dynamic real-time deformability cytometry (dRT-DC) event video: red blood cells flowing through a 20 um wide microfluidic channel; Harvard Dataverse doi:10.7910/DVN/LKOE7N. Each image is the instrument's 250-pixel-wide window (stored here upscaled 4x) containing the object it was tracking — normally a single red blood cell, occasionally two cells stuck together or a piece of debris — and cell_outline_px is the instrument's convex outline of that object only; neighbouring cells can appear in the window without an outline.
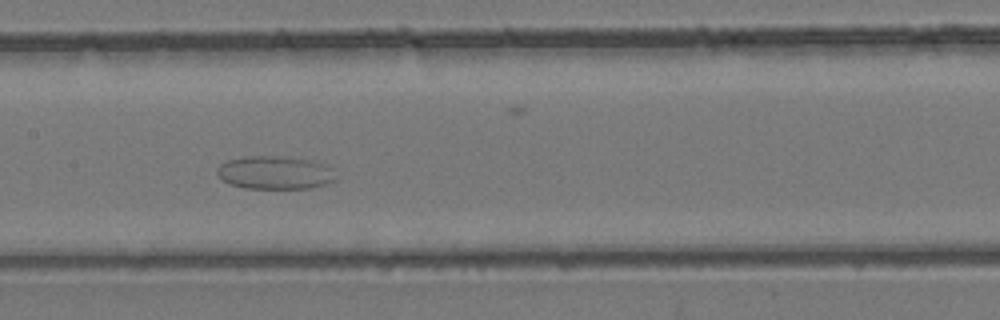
{"species": "common noctule bat (a hibernating species)", "species_latin": "Nyctalus noctula", "temperature_condition": "room temperature", "stored_images_in_passage": 41, "segment_of_instrument_passage": [1, 2], "camera_frame_rate_fps": 3000, "um_per_image_px": 0.085, "animal": {"sex": "female", "body_mass_g": 24.6, "forearm_length_mm": 56.2}, "frame": {"image": 1, "passage_image": 19, "time_ms": 6.0, "image_size_px": [1000, 320], "cell_outline_px": [[340, 176], [336, 180], [312, 188], [244, 188], [228, 184], [216, 172], [216, 168], [220, 164], [228, 160], [244, 156], [276, 156], [312, 160], [328, 164]], "centroid_in_image_um": [23.43, 14.67], "position_along_channel_um": 184.0, "area_um2": 23.29}}
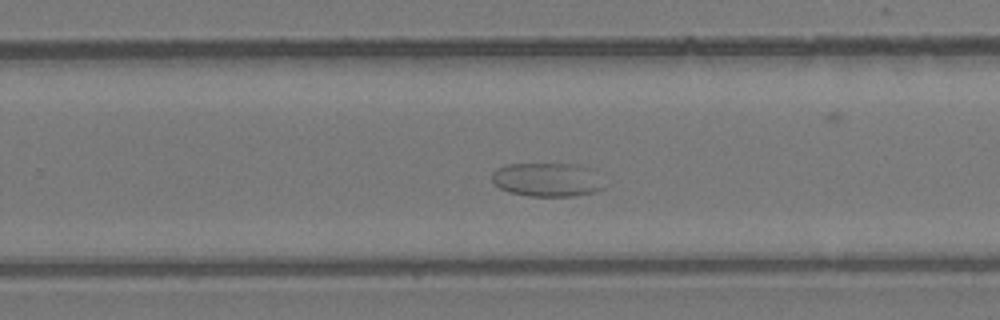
{"frame": {"image": 2, "passage_image": 25, "time_ms": 8.0, "image_size_px": [1000, 320], "cell_outline_px": [[604, 188], [596, 192], [576, 196], [528, 196], [508, 192], [500, 188], [492, 180], [492, 172], [496, 168], [508, 164], [572, 164], [584, 168]], "centroid_in_image_um": [46.36, 15.3], "position_along_channel_um": 283.4, "area_um2": 21.39}}
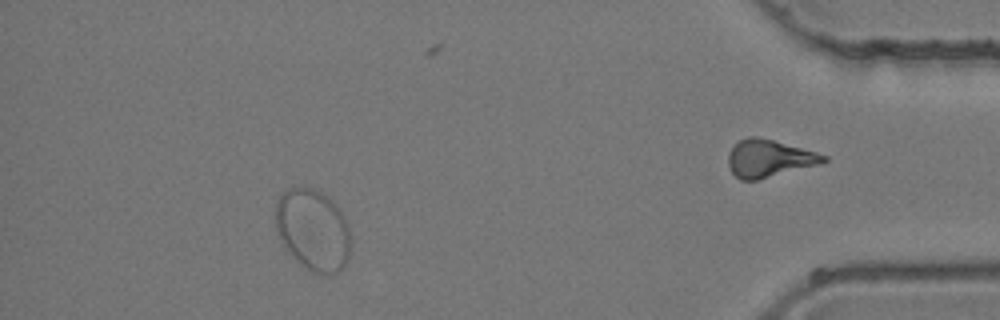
{"frame": {"image": 3, "passage_image": 36, "time_ms": 11.667, "image_size_px": [1000, 320], "cell_outline_px": [[352, 244], [348, 260], [344, 268], [332, 276], [324, 276], [312, 272], [300, 264], [288, 252], [280, 240], [276, 228], [276, 204], [280, 196], [288, 188], [304, 184], [328, 196], [340, 208], [348, 224], [352, 236]], "centroid_in_image_um": [26.65, 19.56], "position_along_channel_um": 408.6, "area_um2": 36.82}}